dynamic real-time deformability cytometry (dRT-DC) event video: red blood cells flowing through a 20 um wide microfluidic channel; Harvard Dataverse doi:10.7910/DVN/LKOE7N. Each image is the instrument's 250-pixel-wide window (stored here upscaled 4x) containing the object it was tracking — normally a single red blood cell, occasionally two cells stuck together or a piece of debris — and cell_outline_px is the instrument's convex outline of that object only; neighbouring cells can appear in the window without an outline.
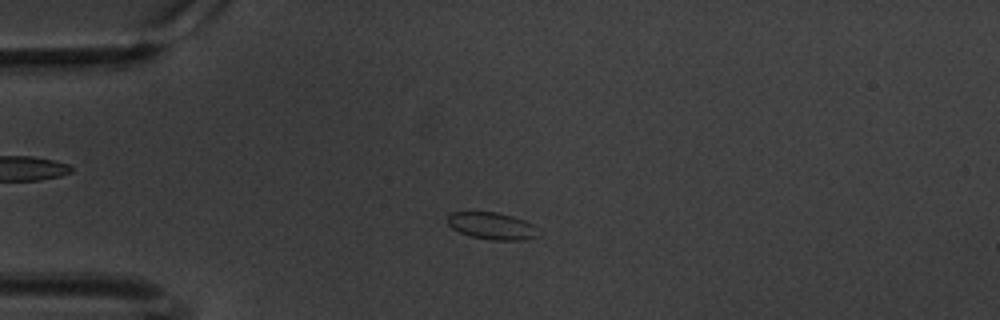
{"species": "common noctule bat (a hibernating species)", "species_latin": "Nyctalus noctula", "temperature_condition": "warm", "stored_images_in_passage": 59, "camera_frame_rate_fps": 3000, "um_per_image_px": 0.085, "animal": {"sex": "male", "body_mass_g": 20.1, "forearm_length_mm": 53.5}, "frame": {"image": 1, "passage_image": 14, "time_ms": 4.333, "image_size_px": [1000, 320], "cell_outline_px": [[540, 236], [524, 240], [492, 240], [472, 236], [460, 232], [452, 228], [448, 224], [448, 216], [452, 212], [496, 212], [512, 216], [524, 220], [532, 224]], "centroid_in_image_um": [41.83, 19.2], "position_along_channel_um": 43.2, "area_um2": 14.16}}
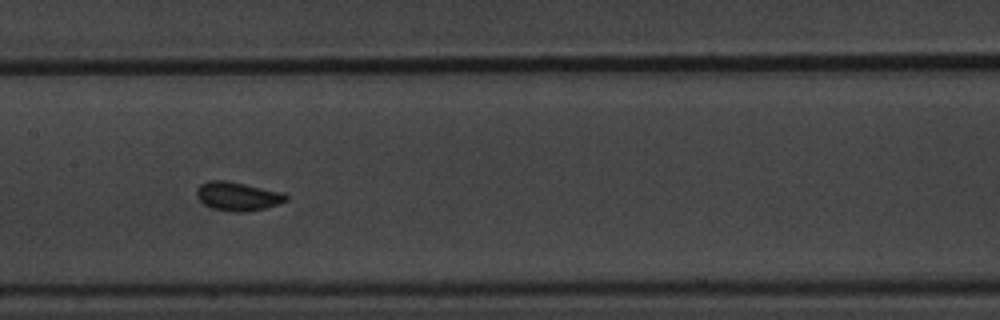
{"frame": {"image": 2, "passage_image": 29, "time_ms": 9.333, "image_size_px": [1000, 320], "cell_outline_px": [[288, 200], [264, 208], [248, 212], [232, 212], [212, 208], [204, 204], [196, 196], [196, 188], [200, 184], [208, 180], [224, 180], [284, 192], [288, 196]], "centroid_in_image_um": [20.18, 16.68], "position_along_channel_um": 187.2, "area_um2": 15.03}}
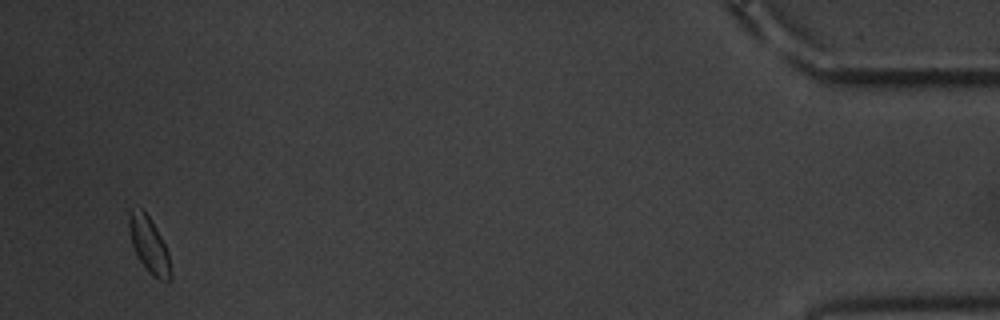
{"frame": {"image": 3, "passage_image": 57, "time_ms": 18.667, "image_size_px": [1000, 320], "cell_outline_px": [[168, 280], [160, 280], [152, 276], [148, 272], [136, 256], [132, 244], [128, 224], [128, 212], [132, 208], [140, 208], [148, 216], [156, 228], [168, 252]], "centroid_in_image_um": [12.59, 20.76], "position_along_channel_um": 422.6, "area_um2": 13.06}}